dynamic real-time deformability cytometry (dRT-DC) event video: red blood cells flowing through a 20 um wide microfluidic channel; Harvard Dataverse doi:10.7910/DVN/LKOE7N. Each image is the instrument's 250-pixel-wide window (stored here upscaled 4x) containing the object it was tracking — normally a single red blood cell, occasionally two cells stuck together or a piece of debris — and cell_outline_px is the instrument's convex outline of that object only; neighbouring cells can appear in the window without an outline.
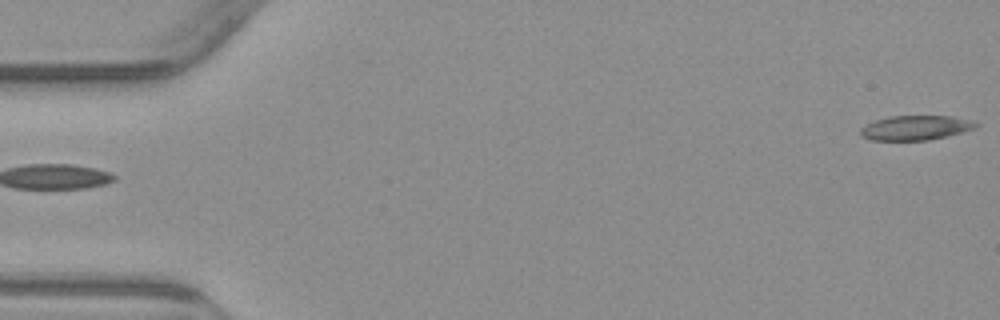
{"species": "common noctule bat (a hibernating species)", "species_latin": "Nyctalus noctula", "temperature_condition": "warm", "stored_images_in_passage": 5, "camera_frame_rate_fps": 3000, "um_per_image_px": 0.085, "animal": {"sex": "male", "body_mass_g": 23.1, "forearm_length_mm": 52.7}, "frame": {"image": 1, "passage_image": 5, "time_ms": 5.333, "image_size_px": [1000, 320], "cell_outline_px": [[980, 124], [976, 128], [948, 136], [928, 140], [872, 140], [860, 136], [860, 128], [876, 120], [888, 116], [952, 116], [968, 120]], "centroid_in_image_um": [77.82, 10.86], "position_along_channel_um": 7.2, "area_um2": 16.47}}